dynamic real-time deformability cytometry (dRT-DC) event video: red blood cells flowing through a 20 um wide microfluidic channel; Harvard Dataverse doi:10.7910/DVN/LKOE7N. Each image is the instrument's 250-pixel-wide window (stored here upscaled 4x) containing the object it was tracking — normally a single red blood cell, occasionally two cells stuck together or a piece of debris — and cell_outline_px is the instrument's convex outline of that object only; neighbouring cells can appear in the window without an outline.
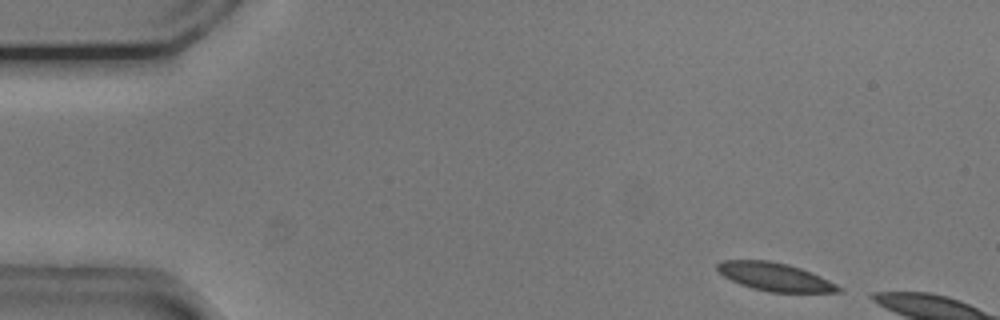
{"species": "common noctule bat (a hibernating species)", "species_latin": "Nyctalus noctula", "temperature_condition": "cold", "stored_images_in_passage": 6, "camera_frame_rate_fps": 3000, "um_per_image_px": 0.085, "animal": {"sex": "male", "body_mass_g": 20.5, "forearm_length_mm": 52.5}, "frame": {"image": 1, "passage_image": 2, "time_ms": 0.333, "image_size_px": [1000, 320], "cell_outline_px": [[844, 292], [768, 292], [752, 288], [740, 284], [724, 276], [716, 268], [716, 264], [724, 260], [768, 260], [788, 264], [800, 268], [820, 276], [844, 288]], "centroid_in_image_um": [65.89, 23.53], "position_along_channel_um": 19.1, "area_um2": 19.83}}